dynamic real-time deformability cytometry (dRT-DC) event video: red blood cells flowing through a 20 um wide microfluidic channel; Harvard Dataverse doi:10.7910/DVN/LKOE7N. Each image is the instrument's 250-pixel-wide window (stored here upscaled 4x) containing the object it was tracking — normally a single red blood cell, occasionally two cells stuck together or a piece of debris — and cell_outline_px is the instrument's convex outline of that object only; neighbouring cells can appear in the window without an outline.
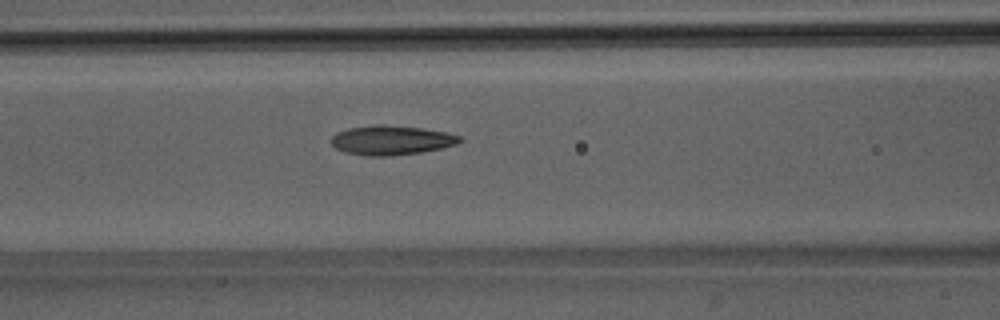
{"species": "Egyptian fruit bat (a non-hibernating species)", "species_latin": "Rousettus aegyptiacus", "temperature_condition": "room temperature", "stored_images_in_passage": 36, "camera_frame_rate_fps": 3000, "um_per_image_px": 0.085, "animal": {"sex": "male"}, "frame": {"image": 1, "passage_image": 16, "time_ms": 5.0, "image_size_px": [1000, 320], "cell_outline_px": [[464, 140], [456, 144], [440, 148], [420, 152], [388, 156], [364, 156], [344, 152], [336, 148], [328, 140], [336, 132], [348, 128], [376, 124], [384, 124], [420, 128], [444, 132], [460, 136]], "centroid_in_image_um": [33.2, 11.91], "position_along_channel_um": 133.4, "area_um2": 22.08}}